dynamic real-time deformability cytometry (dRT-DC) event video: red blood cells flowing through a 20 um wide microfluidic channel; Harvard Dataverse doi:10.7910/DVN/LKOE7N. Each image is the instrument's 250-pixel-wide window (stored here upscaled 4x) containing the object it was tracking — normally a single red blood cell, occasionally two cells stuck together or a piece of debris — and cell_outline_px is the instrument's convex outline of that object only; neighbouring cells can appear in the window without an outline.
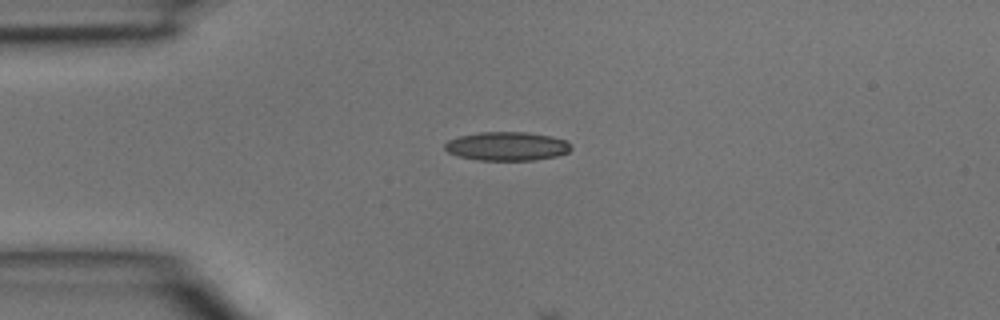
{"species": "common noctule bat (a hibernating species)", "species_latin": "Nyctalus noctula", "temperature_condition": "room temperature", "stored_images_in_passage": 1, "camera_frame_rate_fps": 3000, "um_per_image_px": 0.085, "animal": {"sex": "male", "body_mass_g": 15.6}, "frame": {"image": 1, "passage_image": 1, "time_ms": 0.0, "image_size_px": [1000, 320], "cell_outline_px": [[572, 148], [568, 152], [556, 156], [536, 160], [476, 160], [456, 156], [448, 152], [444, 148], [444, 144], [448, 140], [460, 136], [480, 132], [528, 132], [552, 136], [564, 140]], "centroid_in_image_um": [43.06, 12.43], "position_along_channel_um": 41.9, "area_um2": 21.21}}